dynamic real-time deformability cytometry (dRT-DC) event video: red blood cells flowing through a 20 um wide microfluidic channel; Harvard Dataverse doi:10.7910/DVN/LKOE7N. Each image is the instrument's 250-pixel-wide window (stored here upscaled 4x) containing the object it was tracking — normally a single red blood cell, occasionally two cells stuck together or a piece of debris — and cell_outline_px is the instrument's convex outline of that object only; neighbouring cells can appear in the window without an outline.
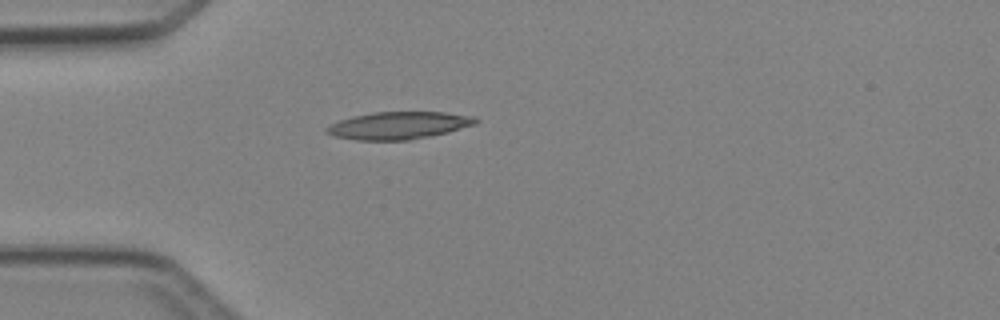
{"species": "Egyptian fruit bat (a non-hibernating species)", "species_latin": "Rousettus aegyptiacus", "temperature_condition": "cold", "stored_images_in_passage": 3, "camera_frame_rate_fps": 3000, "um_per_image_px": 0.085, "animal": {"sex": "female"}, "frame": {"image": 1, "passage_image": 3, "time_ms": 2.333, "image_size_px": [1000, 320], "cell_outline_px": [[480, 120], [476, 124], [448, 132], [408, 140], [356, 140], [336, 136], [324, 132], [324, 128], [340, 120], [352, 116], [372, 112], [444, 112], [476, 116]], "centroid_in_image_um": [33.91, 10.65], "position_along_channel_um": 51.1, "area_um2": 23.81}}